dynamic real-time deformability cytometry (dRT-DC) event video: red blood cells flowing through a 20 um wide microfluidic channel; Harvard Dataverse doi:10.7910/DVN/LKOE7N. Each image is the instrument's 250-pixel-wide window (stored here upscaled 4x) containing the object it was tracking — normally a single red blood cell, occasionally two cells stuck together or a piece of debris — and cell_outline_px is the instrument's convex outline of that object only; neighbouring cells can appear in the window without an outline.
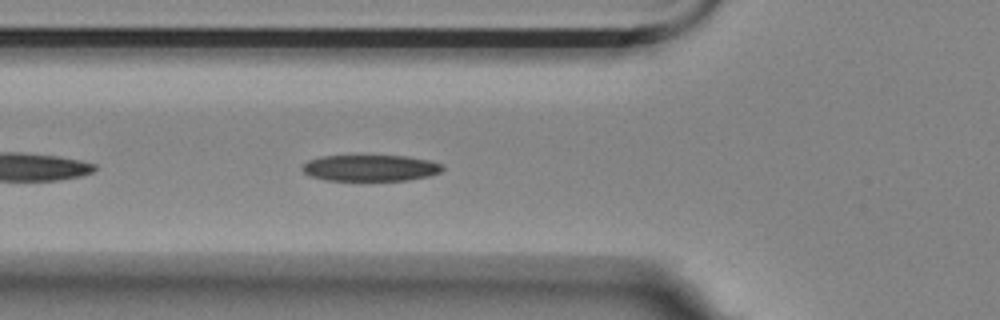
{"species": "Egyptian fruit bat (a non-hibernating species)", "species_latin": "Rousettus aegyptiacus", "temperature_condition": "room temperature", "stored_images_in_passage": 20, "camera_frame_rate_fps": 3000, "um_per_image_px": 0.085, "animal": {"sex": "female"}, "frame": {"image": 1, "passage_image": 6, "time_ms": 1.667, "image_size_px": [1000, 320], "cell_outline_px": [[444, 168], [440, 172], [428, 176], [408, 180], [324, 180], [308, 176], [300, 168], [308, 160], [320, 156], [404, 156], [428, 160], [440, 164]], "centroid_in_image_um": [31.42, 14.28], "position_along_channel_um": 94.4, "area_um2": 21.39}}
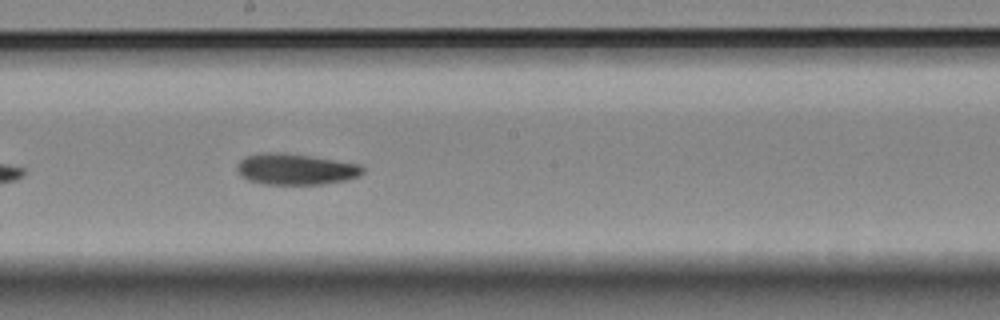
{"frame": {"image": 2, "passage_image": 17, "time_ms": 5.333, "image_size_px": [1000, 320], "cell_outline_px": [[364, 172], [360, 176], [348, 180], [324, 184], [264, 184], [248, 180], [240, 176], [236, 168], [240, 160], [248, 156], [264, 152], [280, 152], [308, 156], [360, 164], [364, 168]], "centroid_in_image_um": [25.14, 14.39], "position_along_channel_um": 223.1, "area_um2": 22.77}}